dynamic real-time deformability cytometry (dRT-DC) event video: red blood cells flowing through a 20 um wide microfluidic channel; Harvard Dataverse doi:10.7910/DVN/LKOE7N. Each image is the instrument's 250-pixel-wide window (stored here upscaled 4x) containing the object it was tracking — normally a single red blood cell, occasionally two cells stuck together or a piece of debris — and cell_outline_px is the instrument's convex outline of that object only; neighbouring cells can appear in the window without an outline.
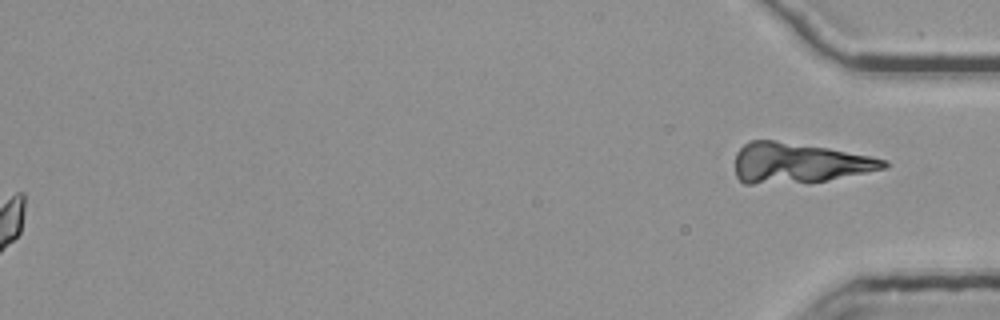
{"species": "common noctule bat (a hibernating species)", "species_latin": "Nyctalus noctula", "temperature_condition": "room temperature", "stored_images_in_passage": 55, "segment_of_instrument_passage": [2, 2], "camera_frame_rate_fps": 3000, "um_per_image_px": 0.085, "animal": {"sex": "female", "body_mass_g": 25.1}, "frame": {"image": 1, "passage_image": 55, "time_ms": 18.0, "image_size_px": [1000, 320], "cell_outline_px": [[888, 168], [808, 184], [744, 184], [736, 176], [736, 152], [744, 144], [752, 140], [772, 140], [828, 148], [888, 160]], "centroid_in_image_um": [67.88, 13.89], "position_along_channel_um": 367.3, "area_um2": 35.2}}